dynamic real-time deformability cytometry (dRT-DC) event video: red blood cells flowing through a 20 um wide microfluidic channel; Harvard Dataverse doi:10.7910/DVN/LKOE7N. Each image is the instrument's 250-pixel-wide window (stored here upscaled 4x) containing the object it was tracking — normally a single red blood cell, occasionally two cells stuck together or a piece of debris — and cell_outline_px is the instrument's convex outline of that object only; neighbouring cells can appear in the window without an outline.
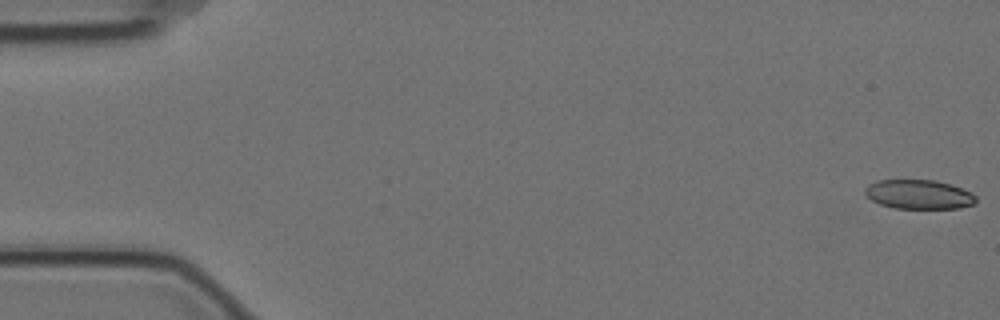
{"species": "Egyptian fruit bat (a non-hibernating species)", "species_latin": "Rousettus aegyptiacus", "temperature_condition": "cold", "stored_images_in_passage": 5, "camera_frame_rate_fps": 3000, "um_per_image_px": 0.085, "animal": {"sex": "female"}, "frame": {"image": 1, "passage_image": 1, "time_ms": 0.0, "image_size_px": [1000, 320], "cell_outline_px": [[976, 204], [960, 208], [896, 208], [880, 204], [872, 200], [864, 192], [864, 188], [868, 184], [876, 180], [936, 180], [972, 192], [976, 196]], "centroid_in_image_um": [78.11, 16.52], "position_along_channel_um": 6.9, "area_um2": 18.9}}
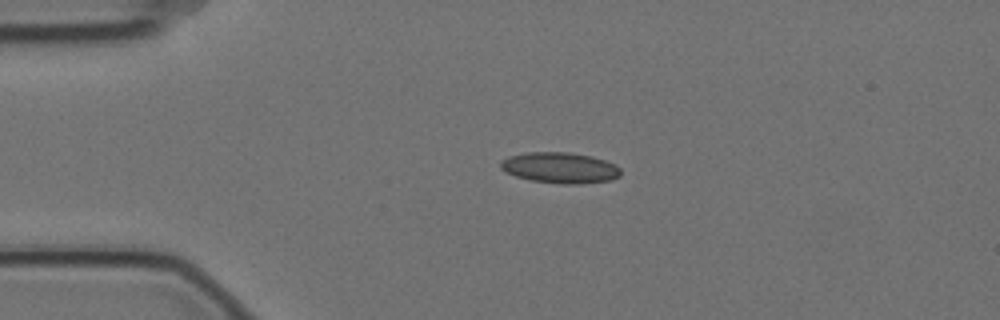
{"frame": {"image": 2, "passage_image": 3, "time_ms": 0.667, "image_size_px": [1000, 320], "cell_outline_px": [[620, 176], [612, 180], [580, 184], [560, 184], [532, 180], [516, 176], [504, 172], [500, 168], [500, 160], [508, 156], [528, 152], [568, 152], [592, 156], [616, 164], [620, 168]], "centroid_in_image_um": [47.59, 14.26], "position_along_channel_um": 37.4, "area_um2": 21.79}}
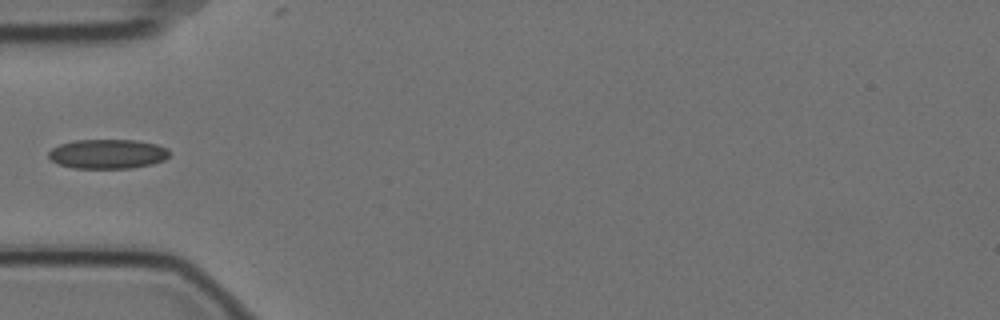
{"frame": {"image": 3, "passage_image": 5, "time_ms": 1.333, "image_size_px": [1000, 320], "cell_outline_px": [[172, 152], [164, 160], [152, 164], [132, 168], [72, 168], [60, 164], [52, 160], [48, 156], [48, 152], [52, 148], [60, 144], [72, 140], [136, 140], [156, 144], [168, 148]], "centroid_in_image_um": [9.17, 13.08], "position_along_channel_um": 75.8, "area_um2": 20.87}}